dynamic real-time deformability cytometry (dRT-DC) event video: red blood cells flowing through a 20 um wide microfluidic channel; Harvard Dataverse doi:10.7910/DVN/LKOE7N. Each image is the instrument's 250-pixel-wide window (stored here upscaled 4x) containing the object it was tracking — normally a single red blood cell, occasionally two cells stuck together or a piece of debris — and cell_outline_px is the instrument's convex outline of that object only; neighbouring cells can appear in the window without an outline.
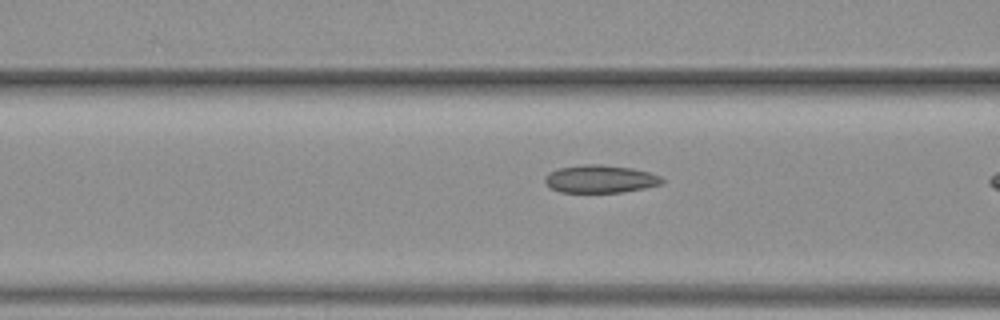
{"species": "common noctule bat (a hibernating species)", "species_latin": "Nyctalus noctula", "temperature_condition": "warm", "stored_images_in_passage": 24, "camera_frame_rate_fps": 3000, "um_per_image_px": 0.085, "animal": {"sex": "female", "body_mass_g": 19.3, "forearm_length_mm": 54.1}, "frame": {"image": 1, "passage_image": 23, "time_ms": 7.333, "image_size_px": [1000, 320], "cell_outline_px": [[664, 184], [624, 192], [560, 192], [548, 188], [544, 180], [544, 176], [548, 172], [556, 168], [584, 164], [600, 164], [632, 168], [648, 172], [660, 176], [664, 180]], "centroid_in_image_um": [50.98, 15.21], "position_along_channel_um": 115.6, "area_um2": 19.25}}